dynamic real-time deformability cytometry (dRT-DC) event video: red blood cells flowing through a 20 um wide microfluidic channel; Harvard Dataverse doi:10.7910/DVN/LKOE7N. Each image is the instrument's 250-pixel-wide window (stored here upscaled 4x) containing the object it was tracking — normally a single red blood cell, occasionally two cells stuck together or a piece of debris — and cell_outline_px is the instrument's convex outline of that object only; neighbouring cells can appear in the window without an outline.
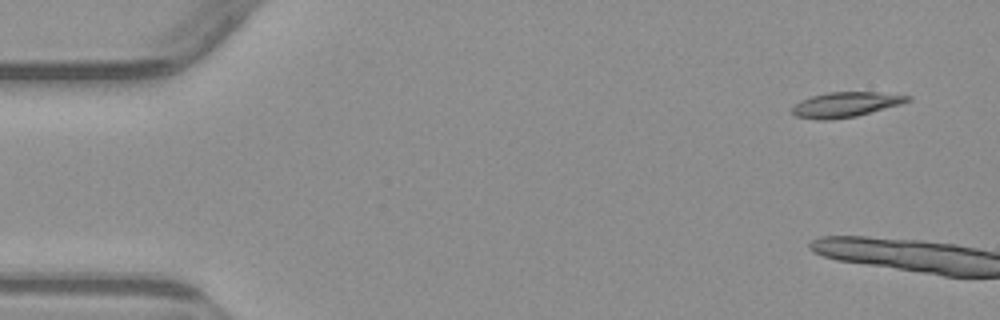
{"species": "common noctule bat (a hibernating species)", "species_latin": "Nyctalus noctula", "temperature_condition": "warm", "stored_images_in_passage": 6, "camera_frame_rate_fps": 3000, "um_per_image_px": 0.085, "animal": {"sex": "male", "body_mass_g": 23.1, "forearm_length_mm": 52.7}, "frame": {"image": 1, "passage_image": 1, "time_ms": 0.0, "image_size_px": [1000, 320], "cell_outline_px": [[912, 100], [900, 104], [856, 116], [828, 120], [816, 120], [796, 116], [792, 112], [792, 108], [800, 100], [812, 96], [828, 92], [876, 92], [912, 96]], "centroid_in_image_um": [71.87, 8.89], "position_along_channel_um": 13.1, "area_um2": 16.7}}
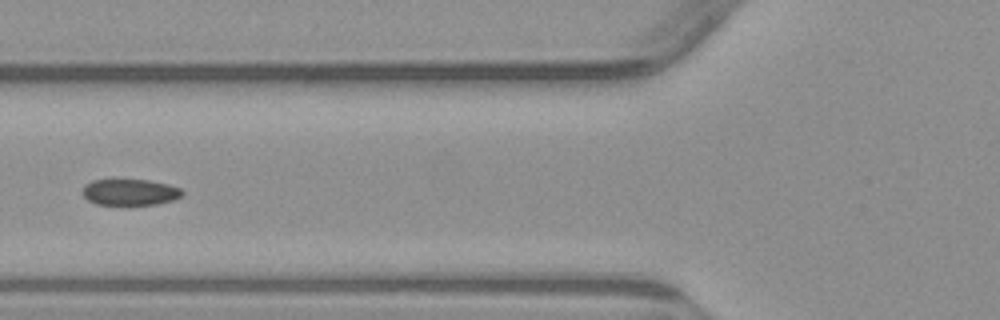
{"frame": {"image": 2, "passage_image": 6, "time_ms": 7.333, "image_size_px": [1000, 320], "cell_outline_px": [[184, 196], [172, 200], [156, 204], [96, 204], [88, 200], [80, 192], [84, 184], [92, 180], [116, 176], [148, 180], [168, 184], [180, 188], [184, 192]], "centroid_in_image_um": [10.99, 16.27], "position_along_channel_um": 114.8, "area_um2": 16.07}}